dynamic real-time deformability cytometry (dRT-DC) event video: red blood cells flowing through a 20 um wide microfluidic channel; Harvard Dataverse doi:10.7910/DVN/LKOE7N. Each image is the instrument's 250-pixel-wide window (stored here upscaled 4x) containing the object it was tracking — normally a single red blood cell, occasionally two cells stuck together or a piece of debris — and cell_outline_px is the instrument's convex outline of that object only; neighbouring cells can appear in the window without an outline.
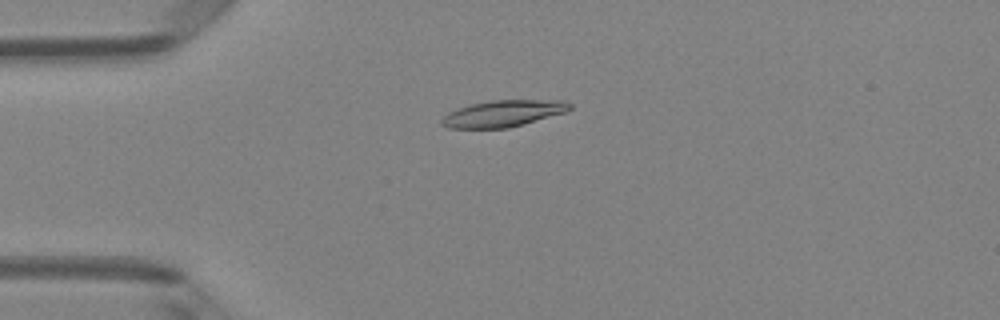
{"species": "Egyptian fruit bat (a non-hibernating species)", "species_latin": "Rousettus aegyptiacus", "temperature_condition": "room temperature", "stored_images_in_passage": 50, "camera_frame_rate_fps": 3000, "um_per_image_px": 0.085, "animal": {"sex": "female"}, "frame": {"image": 1, "passage_image": 13, "time_ms": 4.0, "image_size_px": [1000, 320], "cell_outline_px": [[572, 108], [564, 112], [524, 124], [508, 128], [448, 128], [440, 124], [440, 120], [448, 112], [456, 108], [472, 104], [492, 100], [564, 100], [572, 104]], "centroid_in_image_um": [42.74, 9.64], "position_along_channel_um": 42.3, "area_um2": 19.83}}
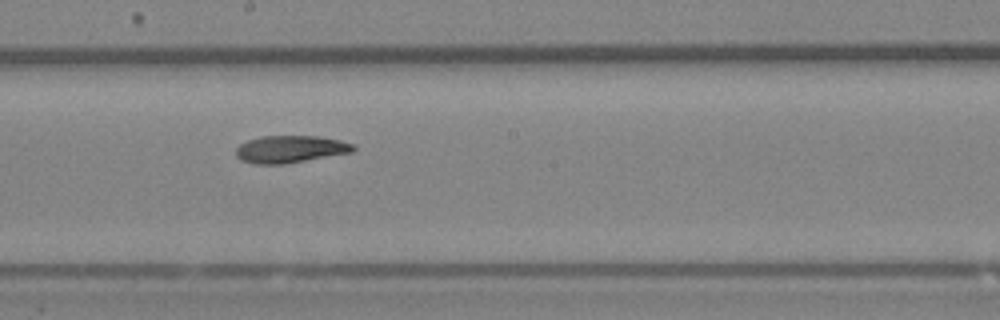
{"frame": {"image": 2, "passage_image": 28, "time_ms": 9.0, "image_size_px": [1000, 320], "cell_outline_px": [[356, 148], [352, 152], [284, 164], [252, 164], [240, 160], [236, 156], [236, 148], [240, 144], [248, 140], [264, 136], [320, 136], [340, 140], [356, 144]], "centroid_in_image_um": [24.68, 12.68], "position_along_channel_um": 223.5, "area_um2": 18.73}}
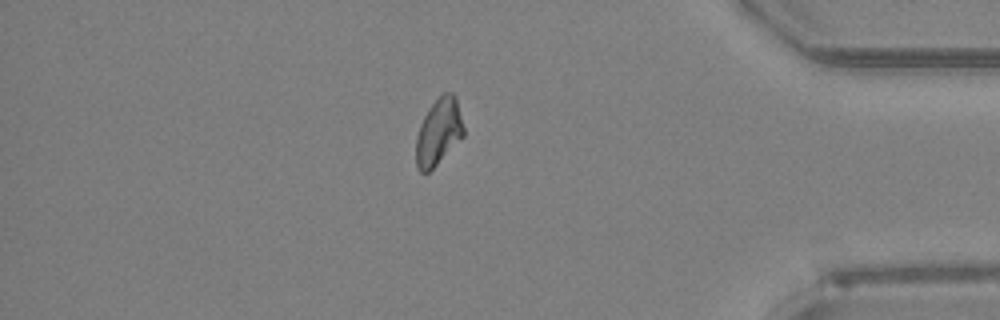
{"frame": {"image": 3, "passage_image": 43, "time_ms": 14.0, "image_size_px": [1000, 320], "cell_outline_px": [[464, 136], [428, 172], [420, 172], [416, 164], [416, 136], [420, 124], [428, 108], [444, 92], [452, 92], [456, 96], [464, 128]], "centroid_in_image_um": [37.28, 11.18], "position_along_channel_um": 397.9, "area_um2": 18.32}, "authors_computed_cell_mechanics": {"area_um2": 18.9873, "velocity_mm_per_s": 4.1243, "shape_relaxation_time_tau1_ms": 8.9814, "shape_relaxation_time_tau2_ms": null, "deformation_change_tau1": 0.2173, "deformation_change_tau2": null}}